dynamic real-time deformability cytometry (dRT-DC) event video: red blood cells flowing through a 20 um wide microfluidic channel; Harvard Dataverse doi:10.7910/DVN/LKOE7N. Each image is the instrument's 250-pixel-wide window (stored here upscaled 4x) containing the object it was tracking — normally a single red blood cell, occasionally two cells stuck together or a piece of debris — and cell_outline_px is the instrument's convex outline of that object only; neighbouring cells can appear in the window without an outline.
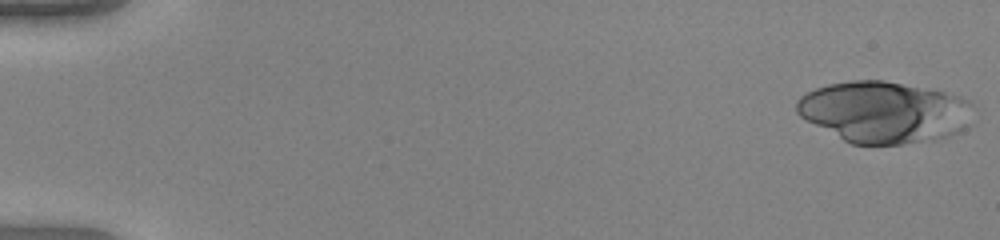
{"species": "human", "species_latin": "Homo sapiens", "temperature_condition": "warm", "stored_images_in_passage": 51, "camera_frame_rate_fps": 3000, "um_per_image_px": 0.085, "donor": {"sex": "female"}, "frame": {"image": 1, "passage_image": 1, "time_ms": 0.0, "image_size_px": [1000, 240], "cell_outline_px": [[972, 124], [960, 132], [936, 140], [904, 144], [852, 144], [844, 140], [800, 116], [796, 112], [796, 100], [800, 96], [816, 88], [828, 84], [852, 80], [884, 80], [944, 92], [960, 96], [972, 100]], "centroid_in_image_um": [75.21, 9.53], "position_along_channel_um": 9.8, "area_um2": 63.52}}
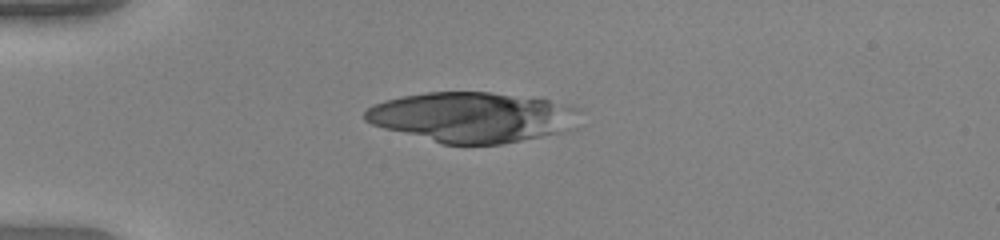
{"frame": {"image": 2, "passage_image": 14, "time_ms": 4.333, "image_size_px": [1000, 240], "cell_outline_px": [[580, 128], [504, 144], [444, 144], [384, 128], [372, 124], [364, 120], [364, 112], [372, 104], [384, 100], [400, 96], [424, 92], [492, 92], [548, 100], [572, 104], [580, 108]], "centroid_in_image_um": [40.22, 9.95], "position_along_channel_um": 44.8, "area_um2": 63.46}}